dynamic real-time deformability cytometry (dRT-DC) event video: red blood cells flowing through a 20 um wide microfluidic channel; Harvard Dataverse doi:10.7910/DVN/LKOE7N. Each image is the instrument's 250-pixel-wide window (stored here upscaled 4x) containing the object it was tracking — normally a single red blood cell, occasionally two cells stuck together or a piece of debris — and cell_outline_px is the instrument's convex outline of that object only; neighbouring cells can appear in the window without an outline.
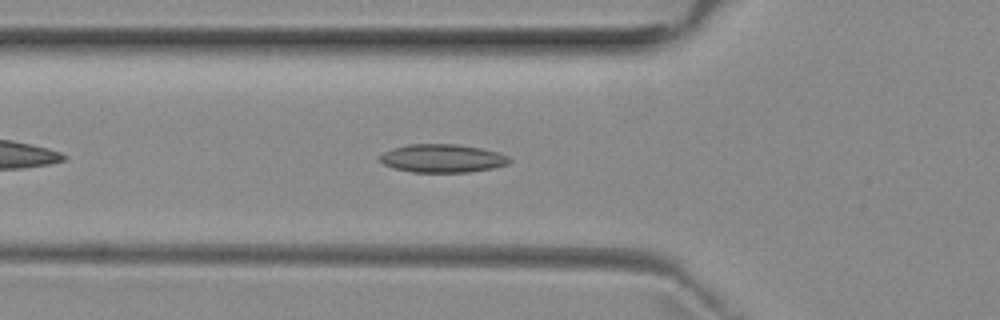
{"species": "common noctule bat (a hibernating species)", "species_latin": "Nyctalus noctula", "temperature_condition": "room temperature", "stored_images_in_passage": 41, "camera_frame_rate_fps": 3000, "um_per_image_px": 0.085, "animal": {"sex": "female", "body_mass_g": 29.2, "forearm_length_mm": 56.3}, "frame": {"image": 1, "passage_image": 6, "time_ms": 1.667, "image_size_px": [1000, 320], "cell_outline_px": [[512, 160], [508, 164], [492, 168], [468, 172], [412, 172], [392, 168], [384, 164], [380, 160], [380, 156], [384, 152], [392, 148], [408, 144], [456, 144], [480, 148], [496, 152], [508, 156]], "centroid_in_image_um": [37.59, 13.46], "position_along_channel_um": 88.2, "area_um2": 21.27}}
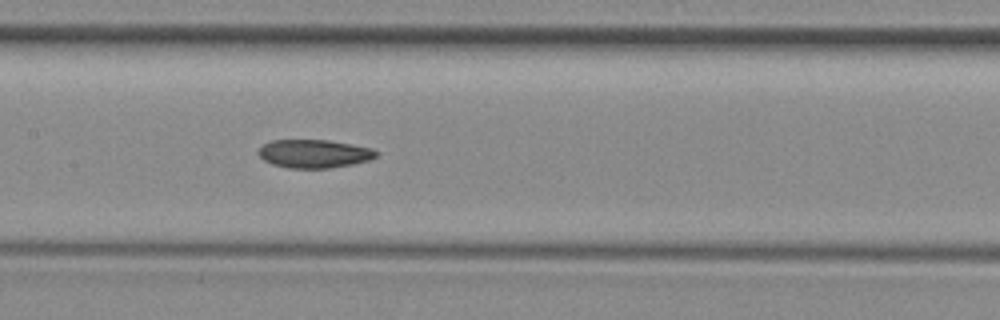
{"frame": {"image": 2, "passage_image": 13, "time_ms": 4.0, "image_size_px": [1000, 320], "cell_outline_px": [[380, 152], [376, 156], [368, 160], [352, 164], [328, 168], [288, 168], [272, 164], [264, 160], [256, 152], [264, 144], [272, 140], [328, 140], [352, 144], [372, 148]], "centroid_in_image_um": [26.7, 13.06], "position_along_channel_um": 180.7, "area_um2": 19.42}}
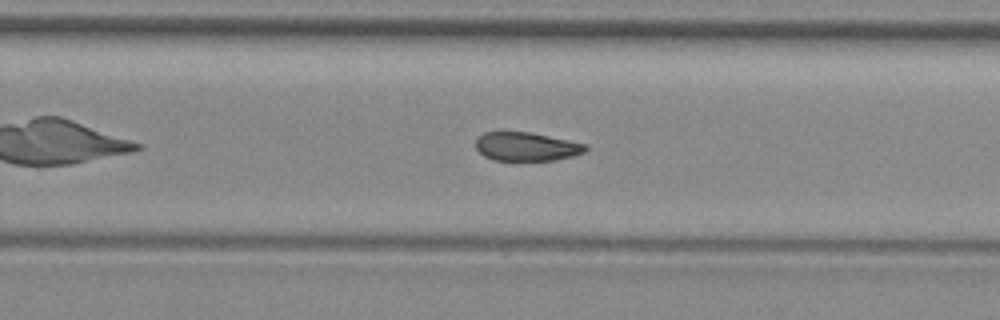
{"frame": {"image": 3, "passage_image": 21, "time_ms": 6.667, "image_size_px": [1000, 320], "cell_outline_px": [[588, 148], [584, 152], [576, 156], [556, 160], [492, 160], [484, 156], [476, 148], [476, 140], [484, 132], [532, 132], [588, 144]], "centroid_in_image_um": [44.8, 12.46], "position_along_channel_um": 285.0, "area_um2": 18.5}, "authors_computed_cell_mechanics": {"area_um2": 19.7098, "velocity_mm_per_s": 3.9347, "shape_relaxation_time_tau1_ms": null, "shape_relaxation_time_tau2_ms": 6.6347, "deformation_change_tau1": null, "deformation_change_tau2": 0.1229}}